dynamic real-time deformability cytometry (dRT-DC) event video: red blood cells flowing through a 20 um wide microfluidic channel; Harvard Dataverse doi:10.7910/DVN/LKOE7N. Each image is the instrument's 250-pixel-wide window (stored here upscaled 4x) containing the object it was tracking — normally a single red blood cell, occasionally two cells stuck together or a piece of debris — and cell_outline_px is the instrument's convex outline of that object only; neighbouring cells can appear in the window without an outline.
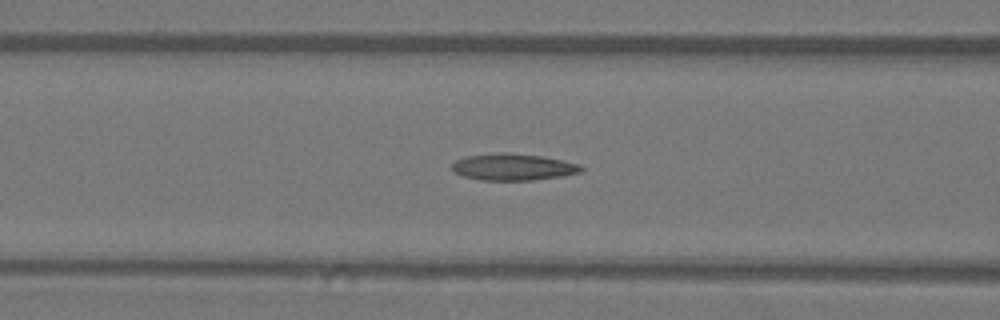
{"species": "Egyptian fruit bat (a non-hibernating species)", "species_latin": "Rousettus aegyptiacus", "temperature_condition": "warm", "stored_images_in_passage": 47, "camera_frame_rate_fps": 3000, "um_per_image_px": 0.085, "animal": {"sex": "female"}, "frame": {"image": 1, "passage_image": 19, "time_ms": 6.0, "image_size_px": [1000, 320], "cell_outline_px": [[584, 168], [580, 172], [564, 176], [532, 180], [480, 180], [464, 176], [452, 172], [452, 164], [456, 160], [464, 156], [504, 152], [508, 152], [544, 156], [564, 160], [580, 164]], "centroid_in_image_um": [43.63, 14.19], "position_along_channel_um": 123.0, "area_um2": 20.35}}
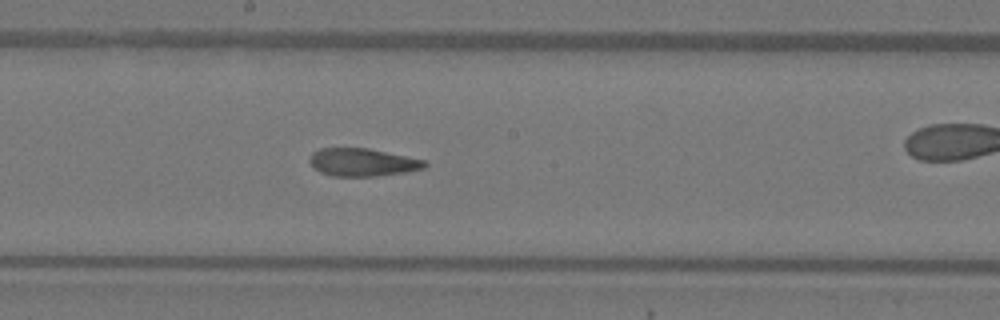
{"frame": {"image": 2, "passage_image": 26, "time_ms": 8.333, "image_size_px": [1000, 320], "cell_outline_px": [[428, 164], [424, 168], [404, 172], [376, 176], [332, 176], [320, 172], [308, 160], [312, 152], [320, 148], [368, 148], [428, 160]], "centroid_in_image_um": [30.84, 13.78], "position_along_channel_um": 217.4, "area_um2": 18.73}}
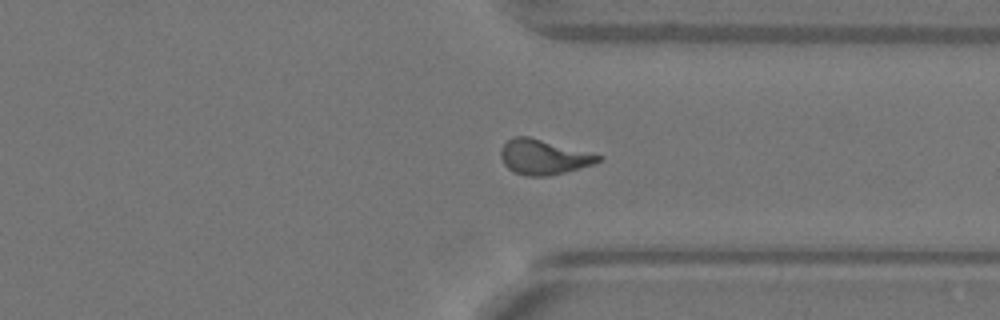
{"frame": {"image": 3, "passage_image": 37, "time_ms": 12.0, "image_size_px": [1000, 320], "cell_outline_px": [[604, 160], [596, 164], [548, 176], [528, 176], [512, 172], [504, 164], [500, 156], [500, 148], [512, 136], [528, 136], [604, 156]], "centroid_in_image_um": [46.21, 13.35], "position_along_channel_um": 365.2, "area_um2": 20.0}}